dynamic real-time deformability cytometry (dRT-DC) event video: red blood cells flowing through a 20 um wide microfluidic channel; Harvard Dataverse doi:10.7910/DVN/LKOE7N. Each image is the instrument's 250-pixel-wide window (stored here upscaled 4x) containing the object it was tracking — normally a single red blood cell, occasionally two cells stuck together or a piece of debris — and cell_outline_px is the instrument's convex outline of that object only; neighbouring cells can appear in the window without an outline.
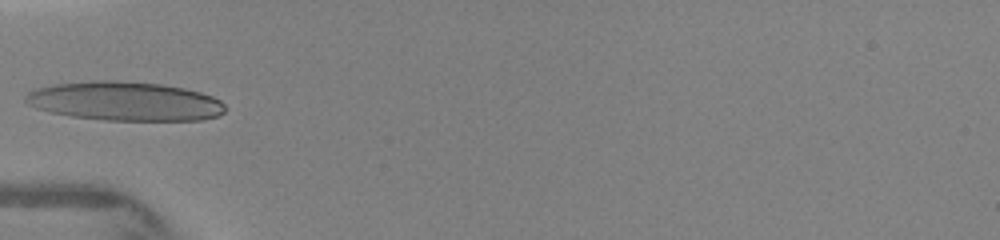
{"species": "human", "species_latin": "Homo sapiens", "temperature_condition": "warm", "stored_images_in_passage": 6, "camera_frame_rate_fps": 3000, "um_per_image_px": 0.085, "donor": {"sex": "female"}, "frame": {"image": 1, "passage_image": 1, "time_ms": 0.0, "image_size_px": [1000, 240], "cell_outline_px": [[224, 112], [216, 116], [204, 120], [104, 120], [72, 116], [52, 112], [36, 108], [28, 104], [24, 100], [24, 96], [28, 92], [36, 88], [56, 84], [96, 80], [116, 80], [160, 84], [184, 88], [200, 92], [212, 96], [220, 100], [224, 104]], "centroid_in_image_um": [10.61, 8.6], "position_along_channel_um": 74.4, "area_um2": 45.32}}
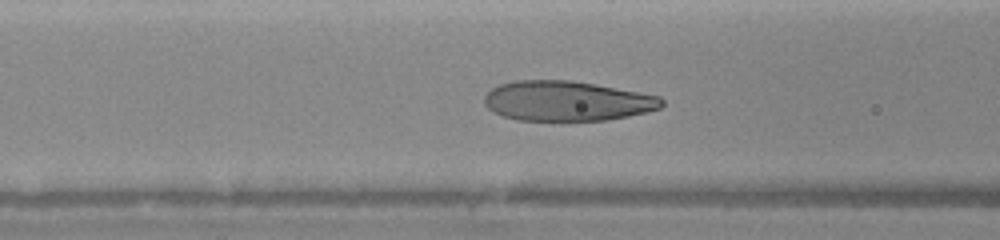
{"frame": {"image": 2, "passage_image": 4, "time_ms": 1.0, "image_size_px": [1000, 240], "cell_outline_px": [[664, 104], [660, 108], [628, 116], [608, 120], [516, 120], [492, 112], [484, 104], [484, 96], [492, 88], [500, 84], [516, 80], [568, 80], [592, 84], [660, 96], [664, 100]], "centroid_in_image_um": [48.15, 8.59], "position_along_channel_um": 118.4, "area_um2": 41.04}}